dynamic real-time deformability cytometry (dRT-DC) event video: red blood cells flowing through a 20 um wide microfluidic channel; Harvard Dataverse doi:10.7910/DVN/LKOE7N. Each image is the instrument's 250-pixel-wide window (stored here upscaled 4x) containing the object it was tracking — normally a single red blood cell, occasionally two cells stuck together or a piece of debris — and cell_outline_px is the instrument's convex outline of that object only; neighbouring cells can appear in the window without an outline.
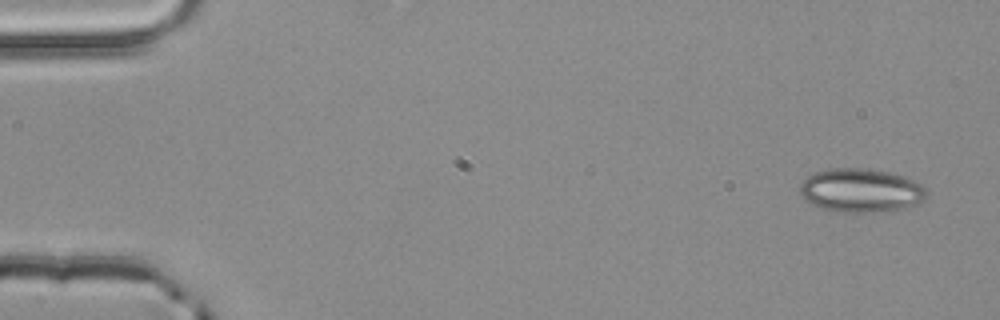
{"species": "common noctule bat (a hibernating species)", "species_latin": "Nyctalus noctula", "temperature_condition": "room temperature", "stored_images_in_passage": 4, "camera_frame_rate_fps": 3000, "um_per_image_px": 0.085, "animal": {"sex": "male", "body_mass_g": 20.4}, "frame": {"image": 1, "passage_image": 1, "time_ms": 0.0, "image_size_px": [1000, 320], "cell_outline_px": [[928, 196], [924, 200], [916, 204], [904, 208], [868, 212], [844, 212], [824, 208], [812, 204], [804, 200], [800, 192], [800, 184], [808, 176], [816, 172], [832, 168], [860, 168], [888, 172], [904, 176], [920, 184], [928, 192]], "centroid_in_image_um": [73.18, 16.18], "position_along_channel_um": 11.8, "area_um2": 31.91}}